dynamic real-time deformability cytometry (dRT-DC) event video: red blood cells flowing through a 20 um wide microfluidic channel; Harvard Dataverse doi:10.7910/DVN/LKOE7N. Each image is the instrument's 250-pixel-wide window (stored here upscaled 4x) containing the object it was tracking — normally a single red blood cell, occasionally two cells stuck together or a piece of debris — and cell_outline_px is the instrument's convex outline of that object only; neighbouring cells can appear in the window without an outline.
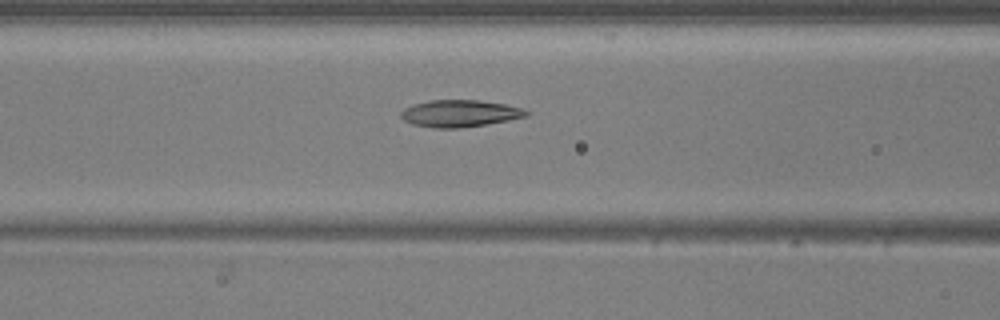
{"species": "common noctule bat (a hibernating species)", "species_latin": "Nyctalus noctula", "temperature_condition": "warm", "stored_images_in_passage": 36, "camera_frame_rate_fps": 3000, "um_per_image_px": 0.085, "animal": {"sex": "male", "body_mass_g": 20.5, "forearm_length_mm": 52.5}, "frame": {"image": 1, "passage_image": 16, "time_ms": 5.0, "image_size_px": [1000, 320], "cell_outline_px": [[532, 112], [528, 116], [508, 120], [460, 128], [432, 128], [412, 124], [404, 120], [400, 116], [400, 112], [404, 108], [412, 104], [428, 100], [476, 100], [504, 104], [524, 108]], "centroid_in_image_um": [39.07, 9.64], "position_along_channel_um": 127.5, "area_um2": 19.83}}
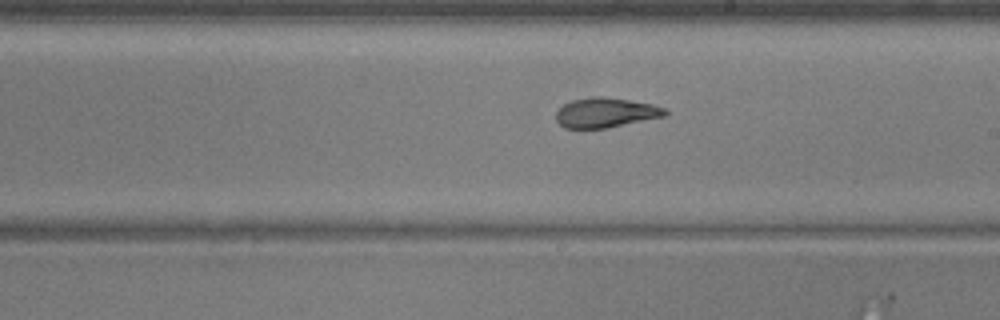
{"frame": {"image": 2, "passage_image": 24, "time_ms": 7.667, "image_size_px": [1000, 320], "cell_outline_px": [[668, 116], [608, 128], [564, 128], [556, 120], [556, 112], [564, 104], [572, 100], [592, 96], [600, 96], [628, 100], [652, 104], [664, 108], [668, 112]], "centroid_in_image_um": [51.51, 9.58], "position_along_channel_um": 237.5, "area_um2": 19.02}}
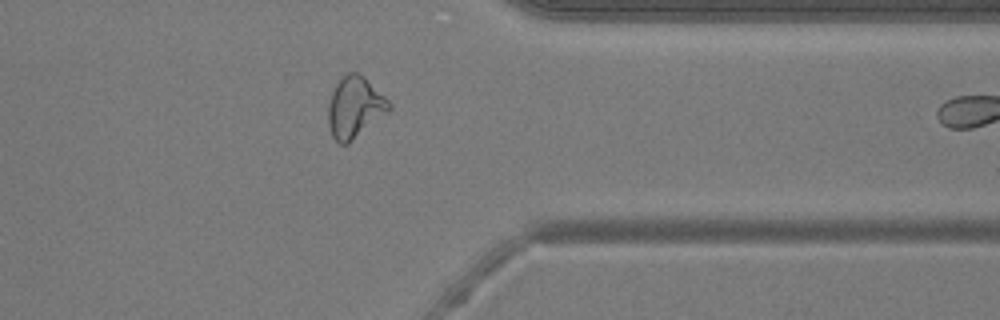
{"frame": {"image": 3, "passage_image": 35, "time_ms": 11.333, "image_size_px": [1000, 320], "cell_outline_px": [[392, 108], [348, 144], [340, 144], [332, 136], [328, 124], [328, 104], [332, 92], [336, 84], [348, 72], [356, 72], [364, 76], [392, 104]], "centroid_in_image_um": [30.14, 9.12], "position_along_channel_um": 381.3, "area_um2": 21.44}}